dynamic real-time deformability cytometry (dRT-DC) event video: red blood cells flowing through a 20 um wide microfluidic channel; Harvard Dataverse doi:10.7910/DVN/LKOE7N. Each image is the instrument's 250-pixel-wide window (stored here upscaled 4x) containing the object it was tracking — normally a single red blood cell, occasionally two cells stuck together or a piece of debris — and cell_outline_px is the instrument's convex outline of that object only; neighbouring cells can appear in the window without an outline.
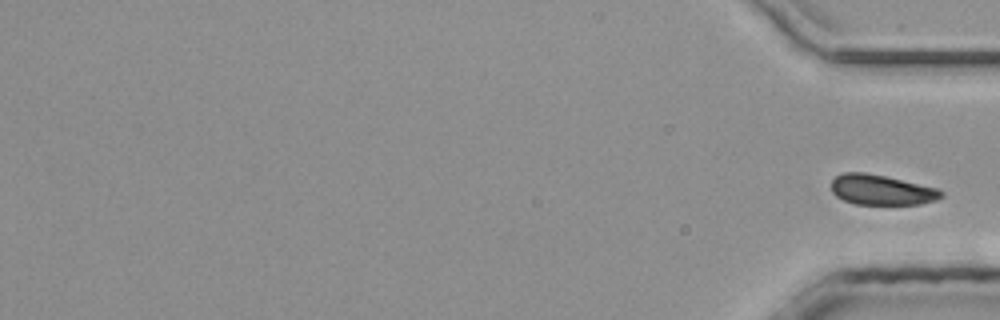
{"species": "common noctule bat (a hibernating species)", "species_latin": "Nyctalus noctula", "temperature_condition": "room temperature", "stored_images_in_passage": 41, "segment_of_instrument_passage": [2, 2], "camera_frame_rate_fps": 3000, "um_per_image_px": 0.085, "animal": {"sex": "male", "body_mass_g": 20.4}, "frame": {"image": 1, "passage_image": 41, "time_ms": 13.333, "image_size_px": [1000, 320], "cell_outline_px": [[944, 196], [936, 200], [920, 204], [856, 204], [844, 200], [836, 196], [832, 192], [832, 180], [836, 176], [844, 172], [864, 172], [884, 176], [936, 188], [944, 192]], "centroid_in_image_um": [74.92, 16.14], "position_along_channel_um": 360.3, "area_um2": 19.13}}